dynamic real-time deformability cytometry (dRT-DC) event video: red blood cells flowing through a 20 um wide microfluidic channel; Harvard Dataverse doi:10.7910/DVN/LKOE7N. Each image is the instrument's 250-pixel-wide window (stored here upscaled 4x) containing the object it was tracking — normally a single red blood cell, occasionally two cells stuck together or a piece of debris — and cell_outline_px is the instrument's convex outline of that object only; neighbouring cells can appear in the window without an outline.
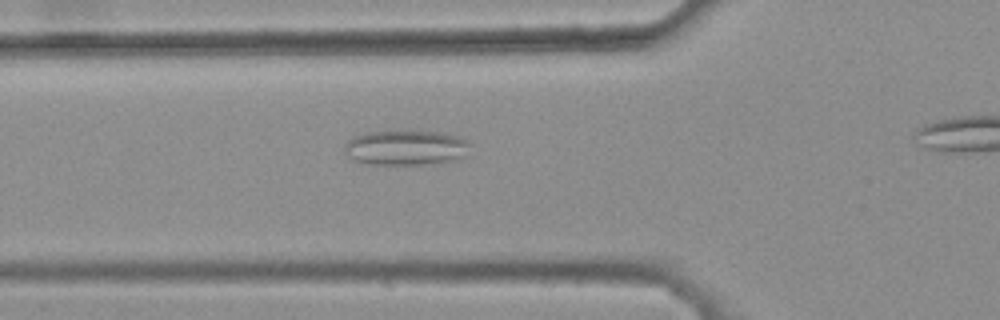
{"species": "common noctule bat (a hibernating species)", "species_latin": "Nyctalus noctula", "temperature_condition": "warm", "stored_images_in_passage": 25, "camera_frame_rate_fps": 3000, "um_per_image_px": 0.085, "animal": {"sex": "female", "body_mass_g": 25.1}, "frame": {"image": 1, "passage_image": 2, "time_ms": 0.333, "image_size_px": [1000, 320], "cell_outline_px": [[472, 144], [464, 156], [448, 160], [424, 164], [372, 164], [356, 160], [348, 156], [344, 148], [344, 144], [352, 136], [364, 132], [444, 132], [468, 140]], "centroid_in_image_um": [34.48, 12.54], "position_along_channel_um": 91.3, "area_um2": 25.2}}
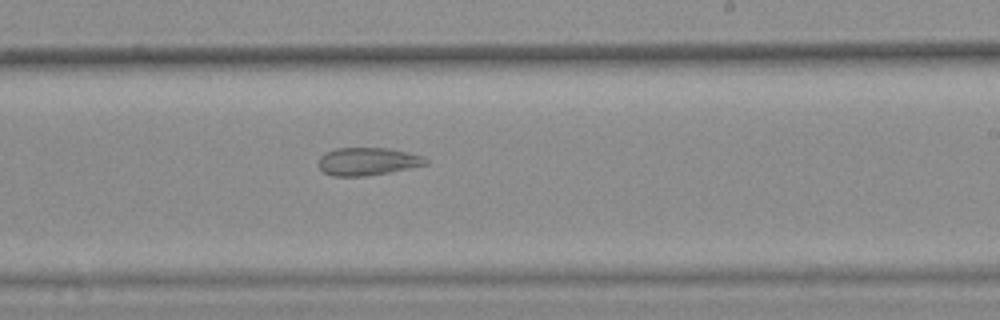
{"frame": {"image": 2, "passage_image": 15, "time_ms": 4.667, "image_size_px": [1000, 320], "cell_outline_px": [[428, 164], [388, 172], [364, 176], [332, 176], [324, 172], [320, 168], [320, 156], [336, 148], [388, 148], [408, 152], [424, 156], [428, 160]], "centroid_in_image_um": [31.27, 13.72], "position_along_channel_um": 257.7, "area_um2": 17.17}}
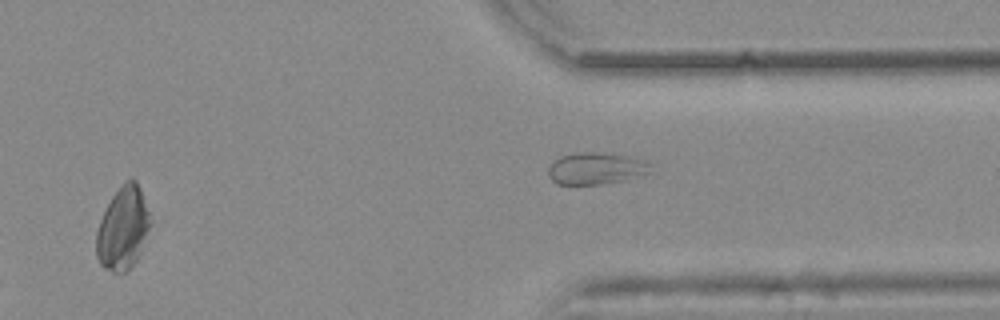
{"frame": {"image": 3, "passage_image": 23, "time_ms": 7.333, "image_size_px": [1000, 320], "cell_outline_px": [[152, 224], [140, 252], [136, 260], [120, 276], [104, 268], [100, 264], [96, 256], [96, 232], [100, 220], [112, 196], [120, 184], [124, 180], [132, 176], [136, 180], [140, 188], [152, 220]], "centroid_in_image_um": [10.45, 19.39], "position_along_channel_um": 400.9, "area_um2": 26.41}}